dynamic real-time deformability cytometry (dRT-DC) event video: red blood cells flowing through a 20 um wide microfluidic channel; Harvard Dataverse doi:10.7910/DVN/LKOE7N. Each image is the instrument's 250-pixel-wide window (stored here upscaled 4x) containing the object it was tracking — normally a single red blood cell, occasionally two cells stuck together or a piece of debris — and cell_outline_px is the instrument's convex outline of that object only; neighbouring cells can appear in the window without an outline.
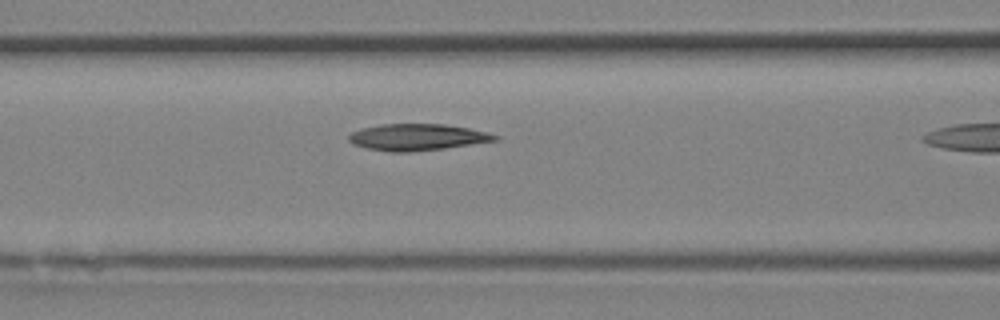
{"species": "Egyptian fruit bat (a non-hibernating species)", "species_latin": "Rousettus aegyptiacus", "temperature_condition": "room temperature", "stored_images_in_passage": 5, "camera_frame_rate_fps": 3000, "um_per_image_px": 0.085, "animal": {"sex": "female"}, "frame": {"image": 1, "passage_image": 4, "time_ms": 1.0, "image_size_px": [1000, 320], "cell_outline_px": [[500, 140], [444, 148], [408, 152], [392, 152], [364, 148], [352, 144], [348, 140], [348, 136], [352, 132], [360, 128], [384, 124], [444, 124], [468, 128], [500, 136]], "centroid_in_image_um": [35.43, 11.66], "position_along_channel_um": 131.2, "area_um2": 22.6}}